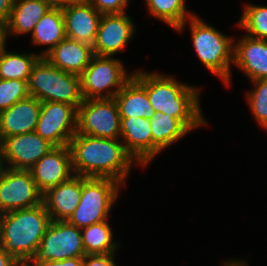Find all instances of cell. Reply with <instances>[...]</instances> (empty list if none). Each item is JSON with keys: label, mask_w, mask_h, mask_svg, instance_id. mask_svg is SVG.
Wrapping results in <instances>:
<instances>
[{"label": "cell", "mask_w": 267, "mask_h": 266, "mask_svg": "<svg viewBox=\"0 0 267 266\" xmlns=\"http://www.w3.org/2000/svg\"><path fill=\"white\" fill-rule=\"evenodd\" d=\"M51 221L43 202L34 207L3 213L0 246L17 261L29 262L35 256Z\"/></svg>", "instance_id": "cell-3"}, {"label": "cell", "mask_w": 267, "mask_h": 266, "mask_svg": "<svg viewBox=\"0 0 267 266\" xmlns=\"http://www.w3.org/2000/svg\"><path fill=\"white\" fill-rule=\"evenodd\" d=\"M115 254H87L83 257V266H117L114 262Z\"/></svg>", "instance_id": "cell-32"}, {"label": "cell", "mask_w": 267, "mask_h": 266, "mask_svg": "<svg viewBox=\"0 0 267 266\" xmlns=\"http://www.w3.org/2000/svg\"><path fill=\"white\" fill-rule=\"evenodd\" d=\"M120 117H139L150 119L154 108L149 102L145 87L132 76L116 94Z\"/></svg>", "instance_id": "cell-22"}, {"label": "cell", "mask_w": 267, "mask_h": 266, "mask_svg": "<svg viewBox=\"0 0 267 266\" xmlns=\"http://www.w3.org/2000/svg\"><path fill=\"white\" fill-rule=\"evenodd\" d=\"M248 36L267 40V6L246 4L238 24Z\"/></svg>", "instance_id": "cell-28"}, {"label": "cell", "mask_w": 267, "mask_h": 266, "mask_svg": "<svg viewBox=\"0 0 267 266\" xmlns=\"http://www.w3.org/2000/svg\"><path fill=\"white\" fill-rule=\"evenodd\" d=\"M29 171L42 194L67 181L74 175L69 145L53 147Z\"/></svg>", "instance_id": "cell-14"}, {"label": "cell", "mask_w": 267, "mask_h": 266, "mask_svg": "<svg viewBox=\"0 0 267 266\" xmlns=\"http://www.w3.org/2000/svg\"><path fill=\"white\" fill-rule=\"evenodd\" d=\"M1 218H2V214L0 213V229H1Z\"/></svg>", "instance_id": "cell-40"}, {"label": "cell", "mask_w": 267, "mask_h": 266, "mask_svg": "<svg viewBox=\"0 0 267 266\" xmlns=\"http://www.w3.org/2000/svg\"><path fill=\"white\" fill-rule=\"evenodd\" d=\"M50 8L53 9H64L66 7L71 6L72 4H76L81 0H44Z\"/></svg>", "instance_id": "cell-35"}, {"label": "cell", "mask_w": 267, "mask_h": 266, "mask_svg": "<svg viewBox=\"0 0 267 266\" xmlns=\"http://www.w3.org/2000/svg\"><path fill=\"white\" fill-rule=\"evenodd\" d=\"M132 76L118 58L94 55L80 75L82 97L114 98Z\"/></svg>", "instance_id": "cell-7"}, {"label": "cell", "mask_w": 267, "mask_h": 266, "mask_svg": "<svg viewBox=\"0 0 267 266\" xmlns=\"http://www.w3.org/2000/svg\"><path fill=\"white\" fill-rule=\"evenodd\" d=\"M14 0H0V20L6 23L11 14Z\"/></svg>", "instance_id": "cell-34"}, {"label": "cell", "mask_w": 267, "mask_h": 266, "mask_svg": "<svg viewBox=\"0 0 267 266\" xmlns=\"http://www.w3.org/2000/svg\"><path fill=\"white\" fill-rule=\"evenodd\" d=\"M19 263L13 256L7 254L0 246V266H16Z\"/></svg>", "instance_id": "cell-36"}, {"label": "cell", "mask_w": 267, "mask_h": 266, "mask_svg": "<svg viewBox=\"0 0 267 266\" xmlns=\"http://www.w3.org/2000/svg\"><path fill=\"white\" fill-rule=\"evenodd\" d=\"M31 37L37 46L50 45L40 53L41 57L57 46L66 37L62 9L50 8L36 23Z\"/></svg>", "instance_id": "cell-24"}, {"label": "cell", "mask_w": 267, "mask_h": 266, "mask_svg": "<svg viewBox=\"0 0 267 266\" xmlns=\"http://www.w3.org/2000/svg\"><path fill=\"white\" fill-rule=\"evenodd\" d=\"M189 22L193 47L203 65L229 85L234 63V39L226 36L195 14L176 29L182 32Z\"/></svg>", "instance_id": "cell-4"}, {"label": "cell", "mask_w": 267, "mask_h": 266, "mask_svg": "<svg viewBox=\"0 0 267 266\" xmlns=\"http://www.w3.org/2000/svg\"><path fill=\"white\" fill-rule=\"evenodd\" d=\"M149 120L152 134V159L190 132L179 119L160 111H155Z\"/></svg>", "instance_id": "cell-23"}, {"label": "cell", "mask_w": 267, "mask_h": 266, "mask_svg": "<svg viewBox=\"0 0 267 266\" xmlns=\"http://www.w3.org/2000/svg\"><path fill=\"white\" fill-rule=\"evenodd\" d=\"M62 13L66 37L93 46L102 14L88 0L62 9Z\"/></svg>", "instance_id": "cell-15"}, {"label": "cell", "mask_w": 267, "mask_h": 266, "mask_svg": "<svg viewBox=\"0 0 267 266\" xmlns=\"http://www.w3.org/2000/svg\"><path fill=\"white\" fill-rule=\"evenodd\" d=\"M6 28L5 23L0 20V50L6 46Z\"/></svg>", "instance_id": "cell-37"}, {"label": "cell", "mask_w": 267, "mask_h": 266, "mask_svg": "<svg viewBox=\"0 0 267 266\" xmlns=\"http://www.w3.org/2000/svg\"><path fill=\"white\" fill-rule=\"evenodd\" d=\"M246 260H228L225 261L222 265L223 266H248V264L246 263Z\"/></svg>", "instance_id": "cell-38"}, {"label": "cell", "mask_w": 267, "mask_h": 266, "mask_svg": "<svg viewBox=\"0 0 267 266\" xmlns=\"http://www.w3.org/2000/svg\"><path fill=\"white\" fill-rule=\"evenodd\" d=\"M85 255L81 229L68 221L52 220L30 262L39 266L47 261H61Z\"/></svg>", "instance_id": "cell-8"}, {"label": "cell", "mask_w": 267, "mask_h": 266, "mask_svg": "<svg viewBox=\"0 0 267 266\" xmlns=\"http://www.w3.org/2000/svg\"><path fill=\"white\" fill-rule=\"evenodd\" d=\"M135 27L126 12L102 14L97 36L92 46L94 55L113 57L124 49L133 38Z\"/></svg>", "instance_id": "cell-13"}, {"label": "cell", "mask_w": 267, "mask_h": 266, "mask_svg": "<svg viewBox=\"0 0 267 266\" xmlns=\"http://www.w3.org/2000/svg\"><path fill=\"white\" fill-rule=\"evenodd\" d=\"M147 10L155 19H159L171 28L177 29L194 14L189 12L185 0H145Z\"/></svg>", "instance_id": "cell-27"}, {"label": "cell", "mask_w": 267, "mask_h": 266, "mask_svg": "<svg viewBox=\"0 0 267 266\" xmlns=\"http://www.w3.org/2000/svg\"><path fill=\"white\" fill-rule=\"evenodd\" d=\"M29 96L28 81L0 79V112Z\"/></svg>", "instance_id": "cell-30"}, {"label": "cell", "mask_w": 267, "mask_h": 266, "mask_svg": "<svg viewBox=\"0 0 267 266\" xmlns=\"http://www.w3.org/2000/svg\"><path fill=\"white\" fill-rule=\"evenodd\" d=\"M53 147L52 143L35 131L6 137L0 141V166L29 170Z\"/></svg>", "instance_id": "cell-12"}, {"label": "cell", "mask_w": 267, "mask_h": 266, "mask_svg": "<svg viewBox=\"0 0 267 266\" xmlns=\"http://www.w3.org/2000/svg\"><path fill=\"white\" fill-rule=\"evenodd\" d=\"M49 9L44 0H14L10 18L5 23L6 39L13 34L32 33L36 23Z\"/></svg>", "instance_id": "cell-21"}, {"label": "cell", "mask_w": 267, "mask_h": 266, "mask_svg": "<svg viewBox=\"0 0 267 266\" xmlns=\"http://www.w3.org/2000/svg\"><path fill=\"white\" fill-rule=\"evenodd\" d=\"M41 111V101L33 96L19 100L0 112V141L6 137L35 131Z\"/></svg>", "instance_id": "cell-17"}, {"label": "cell", "mask_w": 267, "mask_h": 266, "mask_svg": "<svg viewBox=\"0 0 267 266\" xmlns=\"http://www.w3.org/2000/svg\"><path fill=\"white\" fill-rule=\"evenodd\" d=\"M39 266H83V257L68 258L61 261H47Z\"/></svg>", "instance_id": "cell-33"}, {"label": "cell", "mask_w": 267, "mask_h": 266, "mask_svg": "<svg viewBox=\"0 0 267 266\" xmlns=\"http://www.w3.org/2000/svg\"><path fill=\"white\" fill-rule=\"evenodd\" d=\"M255 88L247 91L246 100L255 120L263 129H267V79L251 81Z\"/></svg>", "instance_id": "cell-29"}, {"label": "cell", "mask_w": 267, "mask_h": 266, "mask_svg": "<svg viewBox=\"0 0 267 266\" xmlns=\"http://www.w3.org/2000/svg\"><path fill=\"white\" fill-rule=\"evenodd\" d=\"M69 147L73 173L83 177L111 178L123 184L136 162L120 138H98L76 132Z\"/></svg>", "instance_id": "cell-1"}, {"label": "cell", "mask_w": 267, "mask_h": 266, "mask_svg": "<svg viewBox=\"0 0 267 266\" xmlns=\"http://www.w3.org/2000/svg\"><path fill=\"white\" fill-rule=\"evenodd\" d=\"M93 56L91 45L65 37L44 58L65 72L81 75Z\"/></svg>", "instance_id": "cell-20"}, {"label": "cell", "mask_w": 267, "mask_h": 266, "mask_svg": "<svg viewBox=\"0 0 267 266\" xmlns=\"http://www.w3.org/2000/svg\"><path fill=\"white\" fill-rule=\"evenodd\" d=\"M121 186L115 179L82 176L80 202L67 221L82 229L108 220Z\"/></svg>", "instance_id": "cell-6"}, {"label": "cell", "mask_w": 267, "mask_h": 266, "mask_svg": "<svg viewBox=\"0 0 267 266\" xmlns=\"http://www.w3.org/2000/svg\"><path fill=\"white\" fill-rule=\"evenodd\" d=\"M133 76L145 87L154 111L172 115L190 131L207 123L200 108V89L156 72L135 71Z\"/></svg>", "instance_id": "cell-2"}, {"label": "cell", "mask_w": 267, "mask_h": 266, "mask_svg": "<svg viewBox=\"0 0 267 266\" xmlns=\"http://www.w3.org/2000/svg\"><path fill=\"white\" fill-rule=\"evenodd\" d=\"M16 266H34V265L29 261V262H19Z\"/></svg>", "instance_id": "cell-39"}, {"label": "cell", "mask_w": 267, "mask_h": 266, "mask_svg": "<svg viewBox=\"0 0 267 266\" xmlns=\"http://www.w3.org/2000/svg\"><path fill=\"white\" fill-rule=\"evenodd\" d=\"M81 193L82 176L75 174L43 193L42 202L51 220L67 221L79 204Z\"/></svg>", "instance_id": "cell-18"}, {"label": "cell", "mask_w": 267, "mask_h": 266, "mask_svg": "<svg viewBox=\"0 0 267 266\" xmlns=\"http://www.w3.org/2000/svg\"><path fill=\"white\" fill-rule=\"evenodd\" d=\"M120 114L114 98L83 99L78 107L77 133L120 138Z\"/></svg>", "instance_id": "cell-9"}, {"label": "cell", "mask_w": 267, "mask_h": 266, "mask_svg": "<svg viewBox=\"0 0 267 266\" xmlns=\"http://www.w3.org/2000/svg\"><path fill=\"white\" fill-rule=\"evenodd\" d=\"M101 14H120L126 12L129 0H88Z\"/></svg>", "instance_id": "cell-31"}, {"label": "cell", "mask_w": 267, "mask_h": 266, "mask_svg": "<svg viewBox=\"0 0 267 266\" xmlns=\"http://www.w3.org/2000/svg\"><path fill=\"white\" fill-rule=\"evenodd\" d=\"M254 81L267 79V40L244 35L234 43V63Z\"/></svg>", "instance_id": "cell-19"}, {"label": "cell", "mask_w": 267, "mask_h": 266, "mask_svg": "<svg viewBox=\"0 0 267 266\" xmlns=\"http://www.w3.org/2000/svg\"><path fill=\"white\" fill-rule=\"evenodd\" d=\"M78 109L67 103L41 102L35 132L54 146L69 145L77 132Z\"/></svg>", "instance_id": "cell-11"}, {"label": "cell", "mask_w": 267, "mask_h": 266, "mask_svg": "<svg viewBox=\"0 0 267 266\" xmlns=\"http://www.w3.org/2000/svg\"><path fill=\"white\" fill-rule=\"evenodd\" d=\"M30 96L41 102H60L75 106L83 102L80 75L65 72L41 57L28 80Z\"/></svg>", "instance_id": "cell-5"}, {"label": "cell", "mask_w": 267, "mask_h": 266, "mask_svg": "<svg viewBox=\"0 0 267 266\" xmlns=\"http://www.w3.org/2000/svg\"><path fill=\"white\" fill-rule=\"evenodd\" d=\"M106 221L81 229L85 254L116 253L119 243L113 240L111 226Z\"/></svg>", "instance_id": "cell-26"}, {"label": "cell", "mask_w": 267, "mask_h": 266, "mask_svg": "<svg viewBox=\"0 0 267 266\" xmlns=\"http://www.w3.org/2000/svg\"><path fill=\"white\" fill-rule=\"evenodd\" d=\"M42 196L29 170L0 166L1 214L40 205Z\"/></svg>", "instance_id": "cell-10"}, {"label": "cell", "mask_w": 267, "mask_h": 266, "mask_svg": "<svg viewBox=\"0 0 267 266\" xmlns=\"http://www.w3.org/2000/svg\"><path fill=\"white\" fill-rule=\"evenodd\" d=\"M120 138L136 164L147 166L152 161L150 120L139 117H120Z\"/></svg>", "instance_id": "cell-16"}, {"label": "cell", "mask_w": 267, "mask_h": 266, "mask_svg": "<svg viewBox=\"0 0 267 266\" xmlns=\"http://www.w3.org/2000/svg\"><path fill=\"white\" fill-rule=\"evenodd\" d=\"M41 58L40 54L8 52L0 50V79L28 81L33 66Z\"/></svg>", "instance_id": "cell-25"}]
</instances>
